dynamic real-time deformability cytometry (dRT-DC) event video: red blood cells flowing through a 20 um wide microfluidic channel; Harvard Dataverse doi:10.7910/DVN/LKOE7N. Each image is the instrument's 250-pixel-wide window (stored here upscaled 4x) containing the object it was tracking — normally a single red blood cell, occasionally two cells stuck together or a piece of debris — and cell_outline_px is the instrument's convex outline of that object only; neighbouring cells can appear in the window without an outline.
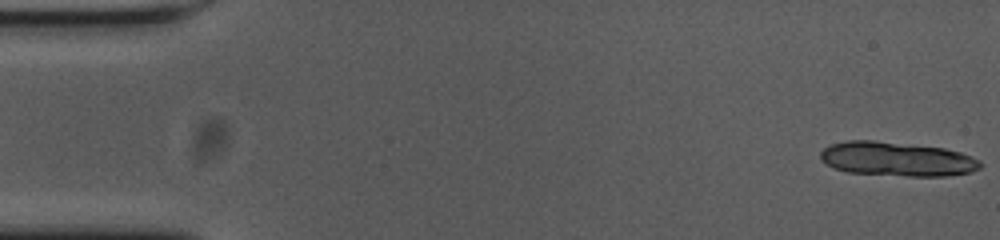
{"species": "common noctule bat (a hibernating species)", "species_latin": "Nyctalus noctula", "temperature_condition": "cold", "stored_images_in_passage": 13, "camera_frame_rate_fps": 3000, "um_per_image_px": 0.085, "animal": {"sex": "female", "body_mass_g": 23.0, "forearm_length_mm": 53.4}, "frame": {"image": 1, "passage_image": 1, "time_ms": 0.0, "image_size_px": [1000, 240], "cell_outline_px": [[984, 164], [980, 168], [972, 172], [944, 176], [908, 176], [848, 172], [836, 168], [820, 160], [820, 152], [824, 148], [832, 144], [848, 140], [876, 140], [944, 148], [960, 152], [972, 156], [980, 160]], "centroid_in_image_um": [76.28, 13.51], "position_along_channel_um": 8.7, "area_um2": 31.96}}